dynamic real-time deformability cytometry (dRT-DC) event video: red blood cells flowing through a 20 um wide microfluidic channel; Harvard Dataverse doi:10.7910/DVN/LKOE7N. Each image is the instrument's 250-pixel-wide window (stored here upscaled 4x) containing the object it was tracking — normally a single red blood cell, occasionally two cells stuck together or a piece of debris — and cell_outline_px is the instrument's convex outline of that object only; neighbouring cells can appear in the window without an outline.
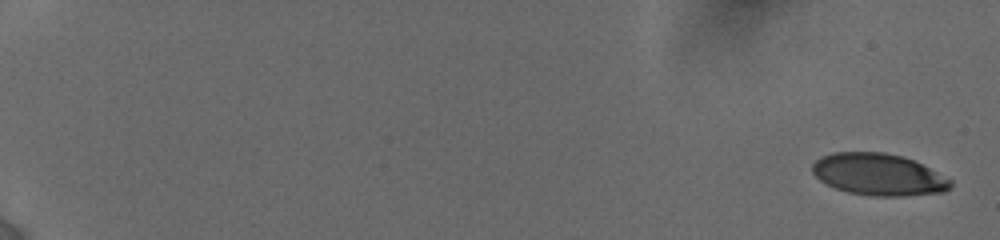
{"species": "human", "species_latin": "Homo sapiens", "temperature_condition": "cold", "stored_images_in_passage": 15, "camera_frame_rate_fps": 3000, "um_per_image_px": 0.085, "donor": {"sex": "female"}, "frame": {"image": 1, "passage_image": 1, "time_ms": 0.0, "image_size_px": [1000, 240], "cell_outline_px": [[952, 184], [944, 192], [904, 196], [872, 196], [848, 192], [824, 184], [812, 172], [812, 164], [820, 156], [832, 152], [884, 152], [900, 156], [912, 160], [952, 180]], "centroid_in_image_um": [74.62, 14.83], "position_along_channel_um": 10.4, "area_um2": 33.58}}
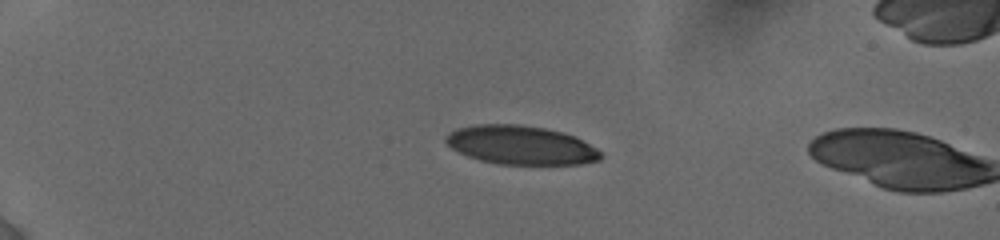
{"frame": {"image": 2, "passage_image": 13, "time_ms": 4.667, "image_size_px": [1000, 240], "cell_outline_px": [[604, 156], [600, 160], [580, 164], [500, 164], [480, 160], [468, 156], [452, 148], [444, 140], [444, 136], [448, 132], [456, 128], [476, 124], [520, 124], [544, 128], [564, 132], [576, 136], [596, 148]], "centroid_in_image_um": [44.27, 12.32], "position_along_channel_um": 40.7, "area_um2": 35.2}}